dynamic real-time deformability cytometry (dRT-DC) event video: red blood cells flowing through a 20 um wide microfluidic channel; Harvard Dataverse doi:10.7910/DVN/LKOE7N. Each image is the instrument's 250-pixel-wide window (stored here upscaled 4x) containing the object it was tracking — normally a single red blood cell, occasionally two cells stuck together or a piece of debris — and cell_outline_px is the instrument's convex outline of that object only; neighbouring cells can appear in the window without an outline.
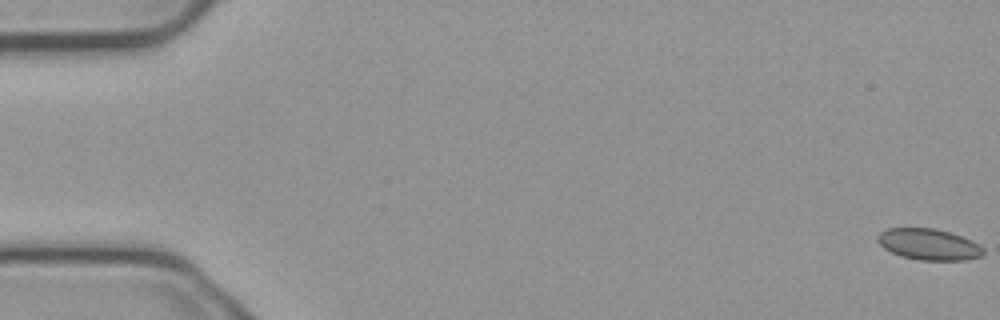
{"species": "common noctule bat (a hibernating species)", "species_latin": "Nyctalus noctula", "temperature_condition": "cold", "stored_images_in_passage": 6, "camera_frame_rate_fps": 3000, "um_per_image_px": 0.085, "animal": {"sex": "male", "body_mass_g": 23.1, "forearm_length_mm": 52.7}, "frame": {"image": 1, "passage_image": 1, "time_ms": 0.0, "image_size_px": [1000, 320], "cell_outline_px": [[984, 252], [980, 256], [964, 260], [920, 260], [900, 256], [884, 248], [876, 240], [876, 236], [880, 232], [888, 228], [932, 228], [948, 232], [972, 240], [984, 248]], "centroid_in_image_um": [78.92, 20.77], "position_along_channel_um": 6.1, "area_um2": 19.13}}
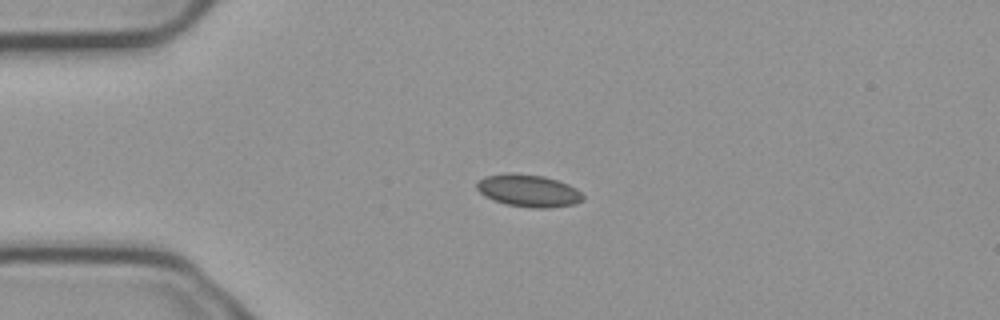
{"frame": {"image": 2, "passage_image": 4, "time_ms": 1.0, "image_size_px": [1000, 320], "cell_outline_px": [[584, 200], [576, 204], [548, 208], [532, 208], [504, 204], [492, 200], [484, 196], [476, 188], [476, 184], [484, 176], [544, 176], [568, 184], [576, 188], [584, 196]], "centroid_in_image_um": [44.97, 16.27], "position_along_channel_um": 40.0, "area_um2": 19.36}}
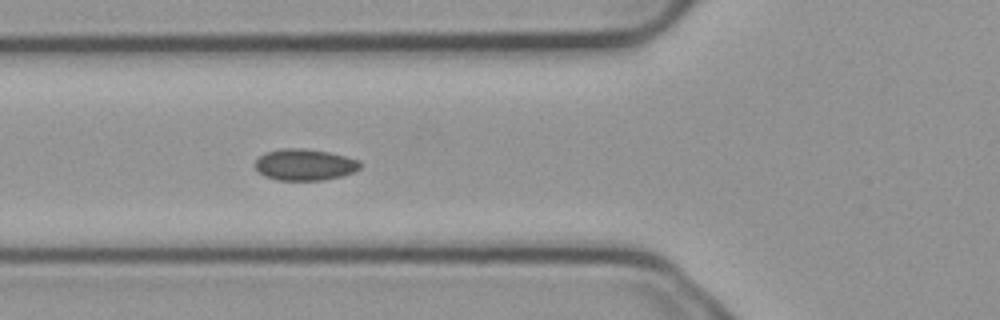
{"frame": {"image": 3, "passage_image": 6, "time_ms": 1.667, "image_size_px": [1000, 320], "cell_outline_px": [[360, 168], [352, 172], [340, 176], [324, 180], [276, 180], [264, 176], [256, 168], [256, 160], [264, 152], [284, 148], [300, 148], [328, 152], [360, 160]], "centroid_in_image_um": [25.88, 14.0], "position_along_channel_um": 99.9, "area_um2": 19.07}}